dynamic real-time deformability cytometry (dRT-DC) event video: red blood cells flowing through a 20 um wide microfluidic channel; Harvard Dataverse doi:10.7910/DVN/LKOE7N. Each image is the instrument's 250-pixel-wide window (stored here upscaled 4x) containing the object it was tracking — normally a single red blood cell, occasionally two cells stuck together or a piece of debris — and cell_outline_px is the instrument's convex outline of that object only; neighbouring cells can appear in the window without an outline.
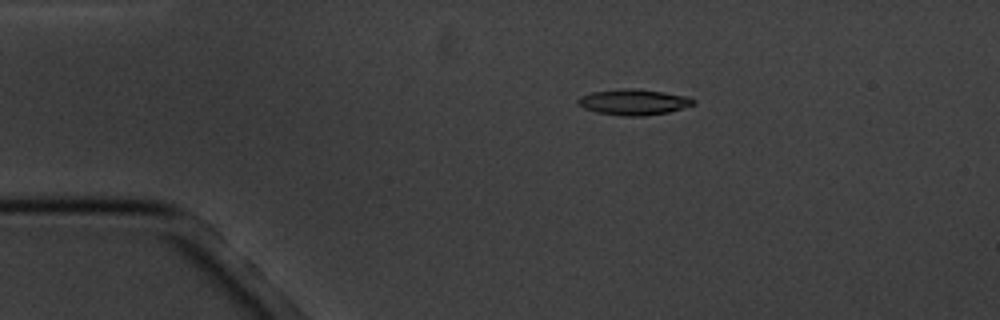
{"species": "common noctule bat (a hibernating species)", "species_latin": "Nyctalus noctula", "temperature_condition": "cold", "stored_images_in_passage": 4, "camera_frame_rate_fps": 3000, "um_per_image_px": 0.085, "animal": {"sex": "male", "body_mass_g": 20.1, "forearm_length_mm": 53.5}, "frame": {"image": 1, "passage_image": 2, "time_ms": 2.333, "image_size_px": [1000, 320], "cell_outline_px": [[696, 104], [668, 112], [644, 116], [624, 116], [596, 112], [584, 108], [576, 104], [576, 100], [580, 96], [592, 92], [624, 88], [632, 88], [664, 92], [688, 96], [696, 100]], "centroid_in_image_um": [53.85, 8.67], "position_along_channel_um": 31.1, "area_um2": 17.46}}